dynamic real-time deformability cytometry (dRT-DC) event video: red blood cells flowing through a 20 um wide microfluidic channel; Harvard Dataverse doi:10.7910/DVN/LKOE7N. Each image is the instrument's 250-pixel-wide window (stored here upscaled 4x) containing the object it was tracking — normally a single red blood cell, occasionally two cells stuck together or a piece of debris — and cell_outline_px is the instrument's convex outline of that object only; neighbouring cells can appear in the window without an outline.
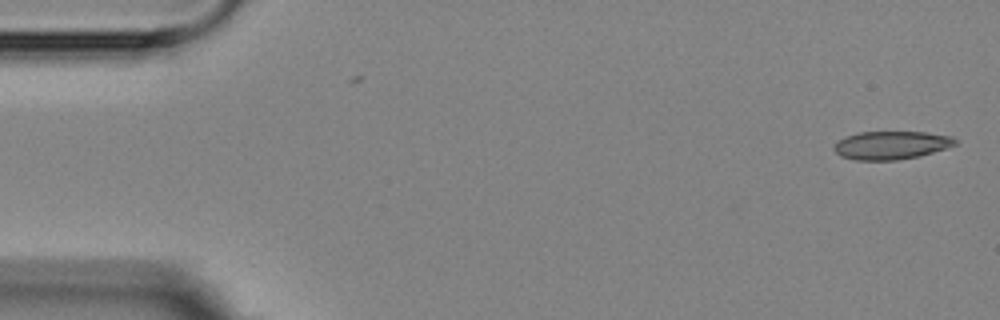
{"species": "Egyptian fruit bat (a non-hibernating species)", "species_latin": "Rousettus aegyptiacus", "temperature_condition": "room temperature", "stored_images_in_passage": 2, "camera_frame_rate_fps": 3000, "um_per_image_px": 0.085, "animal": {"sex": "female"}, "frame": {"image": 1, "passage_image": 2, "time_ms": 1.0, "image_size_px": [1000, 320], "cell_outline_px": [[956, 144], [920, 156], [896, 160], [856, 160], [840, 156], [832, 148], [836, 140], [844, 136], [860, 132], [928, 132], [952, 136], [956, 140]], "centroid_in_image_um": [75.7, 12.33], "position_along_channel_um": 9.3, "area_um2": 20.0}}